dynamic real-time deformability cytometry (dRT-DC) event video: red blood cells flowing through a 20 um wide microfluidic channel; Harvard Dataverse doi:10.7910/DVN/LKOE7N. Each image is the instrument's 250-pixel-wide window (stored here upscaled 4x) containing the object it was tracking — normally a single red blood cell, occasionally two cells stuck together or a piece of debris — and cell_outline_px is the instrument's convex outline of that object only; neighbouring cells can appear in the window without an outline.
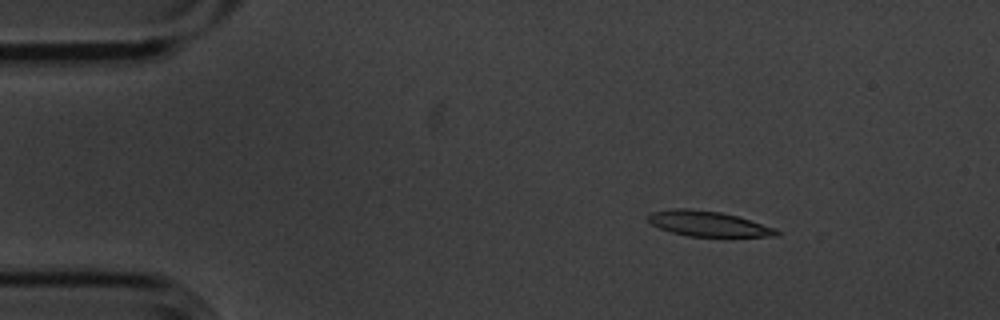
{"species": "common noctule bat (a hibernating species)", "species_latin": "Nyctalus noctula", "temperature_condition": "cold", "stored_images_in_passage": 3, "camera_frame_rate_fps": 3000, "um_per_image_px": 0.085, "animal": {"sex": "male", "body_mass_g": 20.1, "forearm_length_mm": 53.5}, "frame": {"image": 1, "passage_image": 1, "time_ms": 0.0, "image_size_px": [1000, 320], "cell_outline_px": [[780, 236], [732, 240], [728, 240], [688, 236], [672, 232], [660, 228], [652, 224], [648, 220], [648, 212], [672, 208], [688, 208], [720, 212], [736, 216], [776, 228], [780, 232]], "centroid_in_image_um": [60.31, 19.09], "position_along_channel_um": 24.7, "area_um2": 20.17}}